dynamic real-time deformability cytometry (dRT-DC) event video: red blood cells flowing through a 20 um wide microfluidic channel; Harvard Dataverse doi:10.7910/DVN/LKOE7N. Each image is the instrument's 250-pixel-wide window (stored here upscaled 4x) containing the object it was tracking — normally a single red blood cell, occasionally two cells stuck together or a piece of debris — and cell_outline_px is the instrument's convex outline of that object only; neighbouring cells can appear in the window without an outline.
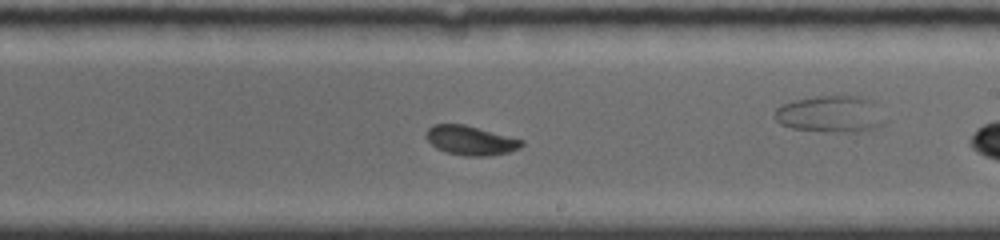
{"species": "common noctule bat (a hibernating species)", "species_latin": "Nyctalus noctula", "temperature_condition": "room temperature", "stored_images_in_passage": 50, "camera_frame_rate_fps": 4000, "um_per_image_px": 0.085, "animal": {"sex": "female", "body_mass_g": 19.0, "forearm_length_mm": 56.7}, "frame": {"image": 1, "passage_image": 44, "time_ms": 9.5, "image_size_px": [1000, 240], "cell_outline_px": [[524, 144], [520, 148], [508, 152], [488, 156], [464, 156], [444, 152], [436, 148], [424, 136], [428, 128], [436, 124], [464, 124], [524, 140]], "centroid_in_image_um": [39.99, 11.94], "position_along_channel_um": 249.0, "area_um2": 16.36}}